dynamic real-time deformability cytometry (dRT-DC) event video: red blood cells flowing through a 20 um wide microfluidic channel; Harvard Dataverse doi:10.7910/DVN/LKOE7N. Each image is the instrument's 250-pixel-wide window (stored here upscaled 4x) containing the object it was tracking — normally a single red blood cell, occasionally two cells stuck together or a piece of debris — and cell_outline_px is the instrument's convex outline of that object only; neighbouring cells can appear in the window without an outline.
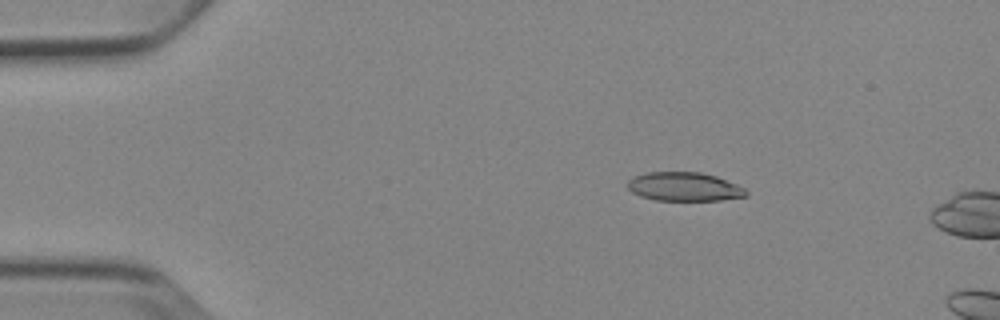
{"species": "Egyptian fruit bat (a non-hibernating species)", "species_latin": "Rousettus aegyptiacus", "temperature_condition": "cold", "stored_images_in_passage": 4, "camera_frame_rate_fps": 3000, "um_per_image_px": 0.085, "animal": {"sex": "female"}, "frame": {"image": 1, "passage_image": 3, "time_ms": 2.333, "image_size_px": [1000, 320], "cell_outline_px": [[748, 196], [720, 200], [656, 200], [640, 196], [632, 192], [628, 188], [628, 180], [632, 176], [648, 172], [700, 172], [716, 176], [736, 184], [744, 188], [748, 192]], "centroid_in_image_um": [58.15, 15.86], "position_along_channel_um": 26.9, "area_um2": 19.88}}